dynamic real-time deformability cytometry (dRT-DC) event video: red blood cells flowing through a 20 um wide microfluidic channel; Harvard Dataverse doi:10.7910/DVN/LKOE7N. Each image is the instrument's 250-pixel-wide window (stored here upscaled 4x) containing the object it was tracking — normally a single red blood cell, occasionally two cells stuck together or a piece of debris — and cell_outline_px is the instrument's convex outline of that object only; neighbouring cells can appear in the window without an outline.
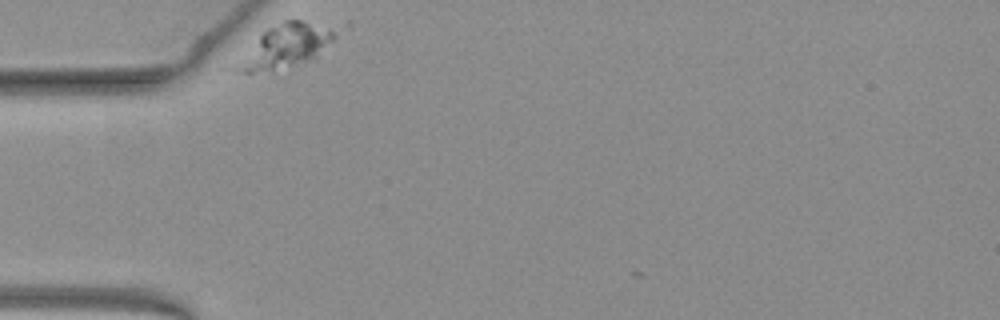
{"species": "common noctule bat (a hibernating species)", "species_latin": "Nyctalus noctula", "temperature_condition": "warm", "stored_images_in_passage": 7, "camera_frame_rate_fps": 3000, "um_per_image_px": 0.085, "animal": {"sex": "female", "body_mass_g": 19.3, "forearm_length_mm": 54.1}, "frame": {"image": 1, "passage_image": 2, "time_ms": 0.333, "image_size_px": [1000, 320], "cell_outline_px": [[352, 24], [316, 60], [272, 72], [244, 72], [220, 68], [268, 28], [284, 20], [352, 20]], "centroid_in_image_um": [24.48, 3.86], "position_along_channel_um": 60.5, "area_um2": 29.36}}